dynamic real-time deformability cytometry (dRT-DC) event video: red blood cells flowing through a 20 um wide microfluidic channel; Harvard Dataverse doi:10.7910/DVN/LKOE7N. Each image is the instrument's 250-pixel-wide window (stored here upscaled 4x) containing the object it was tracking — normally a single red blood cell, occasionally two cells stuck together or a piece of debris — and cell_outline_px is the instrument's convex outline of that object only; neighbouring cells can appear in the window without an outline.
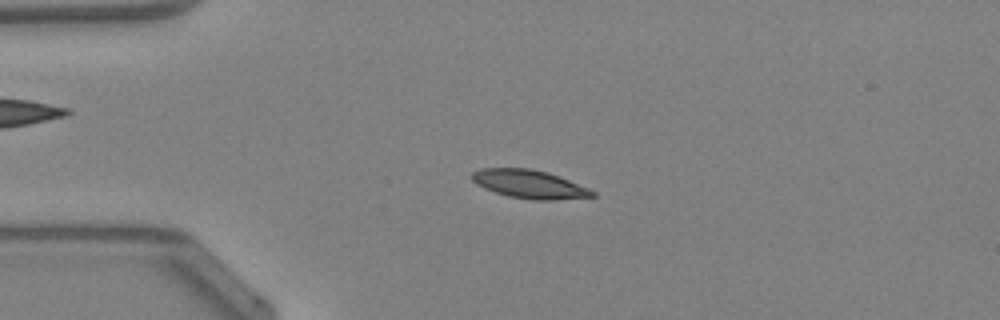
{"species": "Egyptian fruit bat (a non-hibernating species)", "species_latin": "Rousettus aegyptiacus", "temperature_condition": "warm", "stored_images_in_passage": 47, "camera_frame_rate_fps": 3000, "um_per_image_px": 0.085, "animal": {"sex": "female"}, "frame": {"image": 1, "passage_image": 11, "time_ms": 3.333, "image_size_px": [1000, 320], "cell_outline_px": [[596, 196], [552, 200], [532, 200], [508, 196], [484, 188], [476, 184], [472, 180], [472, 172], [480, 168], [532, 168], [548, 172], [588, 188], [596, 192]], "centroid_in_image_um": [44.98, 15.65], "position_along_channel_um": 40.0, "area_um2": 19.88}}
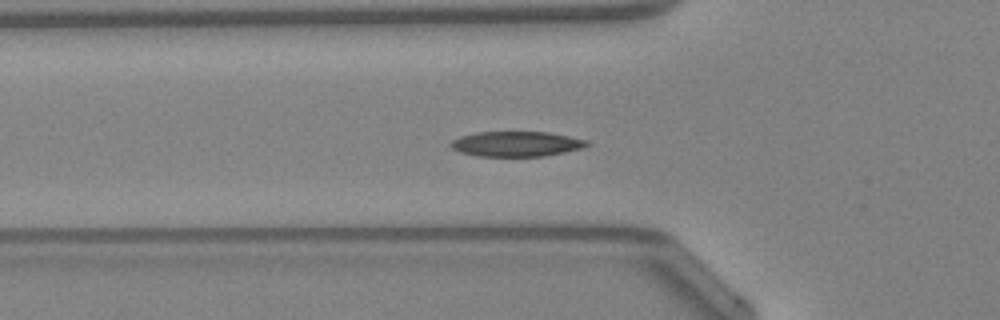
{"frame": {"image": 2, "passage_image": 16, "time_ms": 5.0, "image_size_px": [1000, 320], "cell_outline_px": [[592, 144], [584, 148], [544, 156], [476, 156], [460, 152], [452, 148], [448, 144], [452, 140], [460, 136], [476, 132], [548, 132], [588, 140]], "centroid_in_image_um": [43.9, 12.23], "position_along_channel_um": 81.9, "area_um2": 20.06}, "authors_computed_cell_mechanics": {"area_um2": 19.363, "velocity_mm_per_s": 4.2596, "shape_relaxation_time_tau1_ms": 2.7708, "shape_relaxation_time_tau2_ms": 8.357, "deformation_change_tau1": 0.1181, "deformation_change_tau2": 0.1321}}